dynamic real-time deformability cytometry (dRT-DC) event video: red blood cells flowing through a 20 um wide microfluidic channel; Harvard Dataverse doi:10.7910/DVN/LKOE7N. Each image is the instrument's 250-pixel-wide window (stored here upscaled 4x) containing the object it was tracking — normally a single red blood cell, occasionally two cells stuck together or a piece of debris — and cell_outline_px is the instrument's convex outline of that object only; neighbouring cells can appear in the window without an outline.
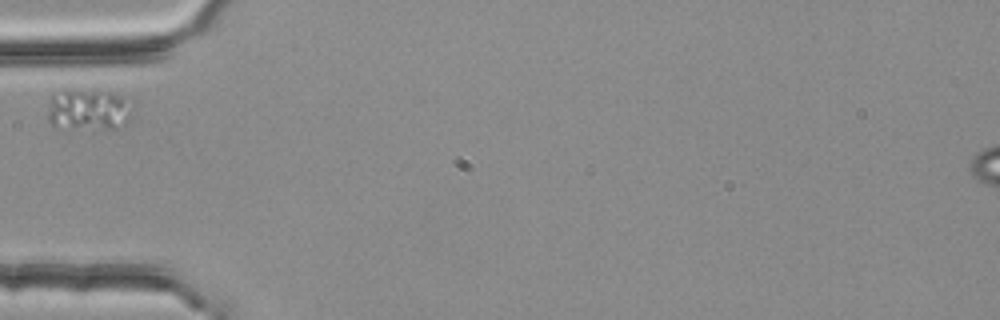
{"species": "common noctule bat (a hibernating species)", "species_latin": "Nyctalus noctula", "temperature_condition": "room temperature", "stored_images_in_passage": 1, "camera_frame_rate_fps": 3000, "um_per_image_px": 0.085, "animal": {"sex": "female", "body_mass_g": 25.1}, "frame": {"image": 1, "passage_image": 1, "time_ms": 0.0, "image_size_px": [1000, 320], "cell_outline_px": [[136, 104], [112, 128], [52, 128], [48, 120], [48, 100], [52, 96], [64, 88], [68, 88], [108, 92], [124, 96], [136, 100]], "centroid_in_image_um": [7.42, 9.26], "position_along_channel_um": 77.6, "area_um2": 20.46}}